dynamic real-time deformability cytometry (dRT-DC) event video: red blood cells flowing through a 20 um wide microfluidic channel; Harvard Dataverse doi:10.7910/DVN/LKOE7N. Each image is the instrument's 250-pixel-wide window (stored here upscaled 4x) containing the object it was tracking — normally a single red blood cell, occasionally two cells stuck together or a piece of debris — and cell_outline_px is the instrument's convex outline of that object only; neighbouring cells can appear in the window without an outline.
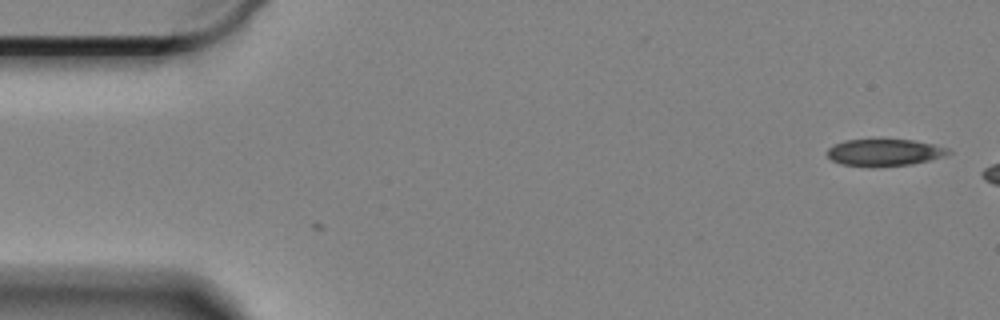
{"species": "Egyptian fruit bat (a non-hibernating species)", "species_latin": "Rousettus aegyptiacus", "temperature_condition": "cold", "stored_images_in_passage": 7, "camera_frame_rate_fps": 3000, "um_per_image_px": 0.085, "animal": {"sex": "female"}, "frame": {"image": 1, "passage_image": 1, "time_ms": 0.0, "image_size_px": [1000, 320], "cell_outline_px": [[952, 152], [928, 160], [912, 164], [872, 168], [868, 168], [840, 164], [832, 160], [828, 156], [828, 148], [844, 140], [880, 136], [912, 140], [932, 144], [948, 148]], "centroid_in_image_um": [75.1, 12.93], "position_along_channel_um": 9.9, "area_um2": 19.94}}